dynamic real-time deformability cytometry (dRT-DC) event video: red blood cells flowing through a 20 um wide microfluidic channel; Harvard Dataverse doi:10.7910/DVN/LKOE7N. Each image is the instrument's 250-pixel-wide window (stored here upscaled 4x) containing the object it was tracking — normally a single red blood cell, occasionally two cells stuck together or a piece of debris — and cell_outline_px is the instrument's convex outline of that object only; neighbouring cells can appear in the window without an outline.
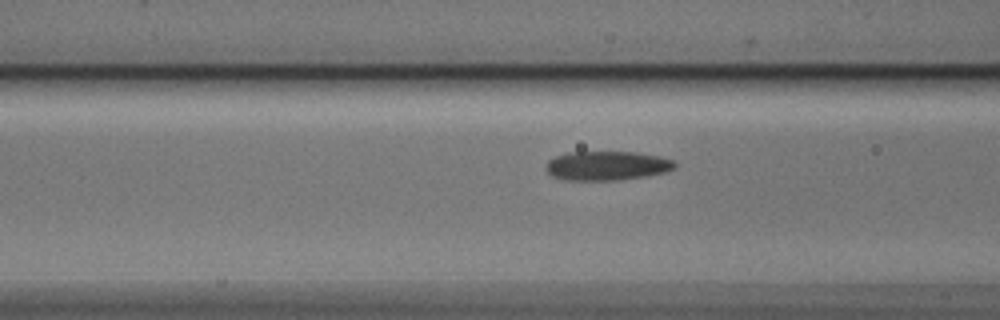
{"species": "Egyptian fruit bat (a non-hibernating species)", "species_latin": "Rousettus aegyptiacus", "temperature_condition": "cold", "stored_images_in_passage": 8, "camera_frame_rate_fps": 3000, "um_per_image_px": 0.085, "animal": {"sex": "male"}, "frame": {"image": 1, "passage_image": 7, "time_ms": 2.0, "image_size_px": [1000, 320], "cell_outline_px": [[676, 168], [664, 172], [644, 176], [616, 180], [564, 180], [552, 176], [548, 172], [548, 160], [556, 156], [568, 152], [636, 152], [660, 156], [672, 160], [676, 164]], "centroid_in_image_um": [51.6, 14.08], "position_along_channel_um": 115.0, "area_um2": 21.73}}